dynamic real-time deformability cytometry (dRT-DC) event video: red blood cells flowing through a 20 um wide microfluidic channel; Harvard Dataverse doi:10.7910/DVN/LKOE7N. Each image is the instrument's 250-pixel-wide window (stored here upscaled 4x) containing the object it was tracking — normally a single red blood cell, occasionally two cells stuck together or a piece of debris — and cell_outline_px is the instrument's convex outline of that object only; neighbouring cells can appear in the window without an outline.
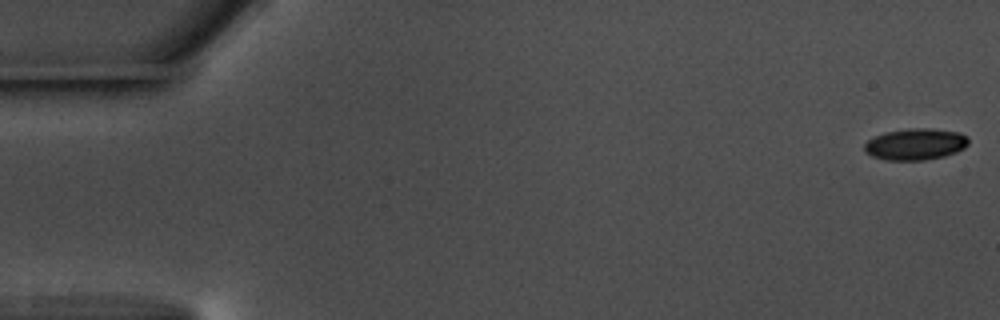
{"species": "common noctule bat (a hibernating species)", "species_latin": "Nyctalus noctula", "temperature_condition": "warm", "stored_images_in_passage": 57, "camera_frame_rate_fps": 3000, "um_per_image_px": 0.085, "animal": {"sex": "male", "body_mass_g": 17.5, "forearm_length_mm": 52.3}, "frame": {"image": 1, "passage_image": 1, "time_ms": 0.0, "image_size_px": [1000, 320], "cell_outline_px": [[968, 144], [964, 148], [956, 152], [944, 156], [924, 160], [888, 160], [872, 156], [864, 148], [864, 144], [868, 140], [876, 136], [888, 132], [908, 128], [928, 128], [960, 132], [968, 136]], "centroid_in_image_um": [77.86, 12.25], "position_along_channel_um": 7.1, "area_um2": 18.96}}
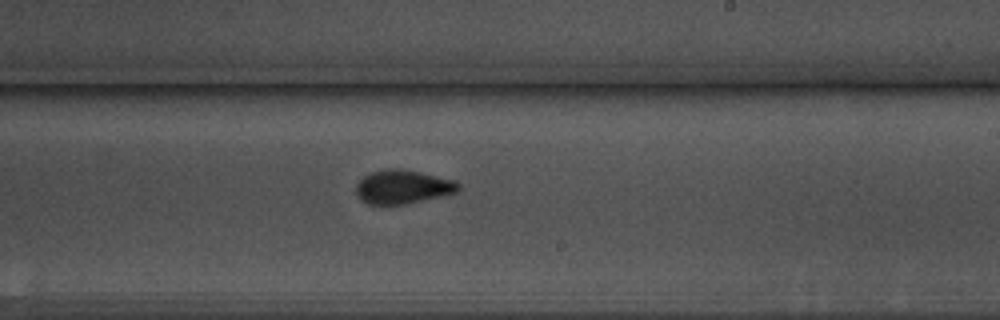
{"frame": {"image": 2, "passage_image": 34, "time_ms": 11.0, "image_size_px": [1000, 320], "cell_outline_px": [[460, 188], [456, 192], [404, 204], [368, 204], [360, 200], [356, 196], [356, 184], [364, 176], [372, 172], [384, 168], [400, 168], [420, 172], [456, 180], [460, 184]], "centroid_in_image_um": [34.2, 15.87], "position_along_channel_um": 254.8, "area_um2": 20.11}}
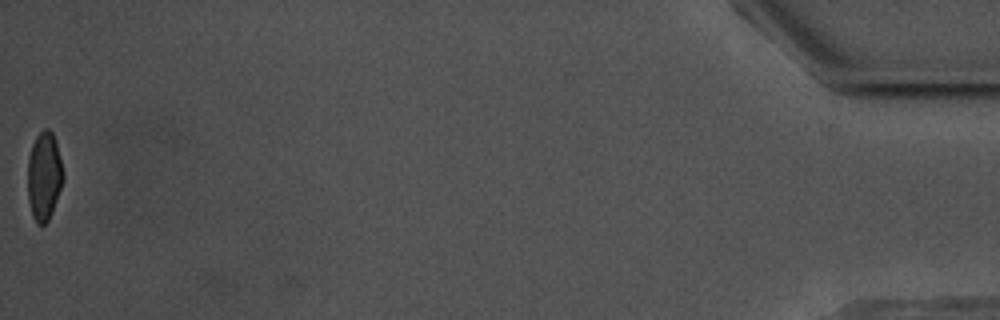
{"frame": {"image": 3, "passage_image": 57, "time_ms": 18.667, "image_size_px": [1000, 320], "cell_outline_px": [[64, 180], [52, 212], [48, 220], [44, 224], [36, 224], [32, 216], [28, 200], [28, 156], [32, 144], [36, 136], [44, 128], [48, 128], [52, 132], [56, 140], [64, 172]], "centroid_in_image_um": [3.76, 14.95], "position_along_channel_um": 431.4, "area_um2": 18.55}, "authors_computed_cell_mechanics": {"area_um2": 19.5364, "velocity_mm_per_s": 3.6152, "shape_relaxation_time_tau1_ms": 3.6171, "shape_relaxation_time_tau2_ms": 1.698, "deformation_change_tau1": 0.1098, "deformation_change_tau2": 0.0613}}